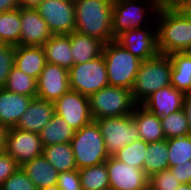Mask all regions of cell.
<instances>
[{
	"label": "cell",
	"mask_w": 191,
	"mask_h": 190,
	"mask_svg": "<svg viewBox=\"0 0 191 190\" xmlns=\"http://www.w3.org/2000/svg\"><path fill=\"white\" fill-rule=\"evenodd\" d=\"M169 169L167 139L147 144L143 170L150 177L153 173Z\"/></svg>",
	"instance_id": "28"
},
{
	"label": "cell",
	"mask_w": 191,
	"mask_h": 190,
	"mask_svg": "<svg viewBox=\"0 0 191 190\" xmlns=\"http://www.w3.org/2000/svg\"><path fill=\"white\" fill-rule=\"evenodd\" d=\"M75 31L107 44L115 40L112 31L113 0H73Z\"/></svg>",
	"instance_id": "2"
},
{
	"label": "cell",
	"mask_w": 191,
	"mask_h": 190,
	"mask_svg": "<svg viewBox=\"0 0 191 190\" xmlns=\"http://www.w3.org/2000/svg\"><path fill=\"white\" fill-rule=\"evenodd\" d=\"M177 2L185 5H191V0H176Z\"/></svg>",
	"instance_id": "47"
},
{
	"label": "cell",
	"mask_w": 191,
	"mask_h": 190,
	"mask_svg": "<svg viewBox=\"0 0 191 190\" xmlns=\"http://www.w3.org/2000/svg\"><path fill=\"white\" fill-rule=\"evenodd\" d=\"M180 184L170 169L153 173L149 177V190H176Z\"/></svg>",
	"instance_id": "35"
},
{
	"label": "cell",
	"mask_w": 191,
	"mask_h": 190,
	"mask_svg": "<svg viewBox=\"0 0 191 190\" xmlns=\"http://www.w3.org/2000/svg\"><path fill=\"white\" fill-rule=\"evenodd\" d=\"M43 0H17L20 8H36Z\"/></svg>",
	"instance_id": "44"
},
{
	"label": "cell",
	"mask_w": 191,
	"mask_h": 190,
	"mask_svg": "<svg viewBox=\"0 0 191 190\" xmlns=\"http://www.w3.org/2000/svg\"><path fill=\"white\" fill-rule=\"evenodd\" d=\"M69 89V70L47 62L37 79V97L54 103Z\"/></svg>",
	"instance_id": "15"
},
{
	"label": "cell",
	"mask_w": 191,
	"mask_h": 190,
	"mask_svg": "<svg viewBox=\"0 0 191 190\" xmlns=\"http://www.w3.org/2000/svg\"><path fill=\"white\" fill-rule=\"evenodd\" d=\"M172 63L171 85L184 94L191 92V51L169 54Z\"/></svg>",
	"instance_id": "25"
},
{
	"label": "cell",
	"mask_w": 191,
	"mask_h": 190,
	"mask_svg": "<svg viewBox=\"0 0 191 190\" xmlns=\"http://www.w3.org/2000/svg\"><path fill=\"white\" fill-rule=\"evenodd\" d=\"M20 166L10 155L5 152L0 153V188L3 183L14 174Z\"/></svg>",
	"instance_id": "39"
},
{
	"label": "cell",
	"mask_w": 191,
	"mask_h": 190,
	"mask_svg": "<svg viewBox=\"0 0 191 190\" xmlns=\"http://www.w3.org/2000/svg\"><path fill=\"white\" fill-rule=\"evenodd\" d=\"M164 2L165 0H113L114 37L131 29L156 26V16Z\"/></svg>",
	"instance_id": "3"
},
{
	"label": "cell",
	"mask_w": 191,
	"mask_h": 190,
	"mask_svg": "<svg viewBox=\"0 0 191 190\" xmlns=\"http://www.w3.org/2000/svg\"><path fill=\"white\" fill-rule=\"evenodd\" d=\"M176 190H191V184H180Z\"/></svg>",
	"instance_id": "45"
},
{
	"label": "cell",
	"mask_w": 191,
	"mask_h": 190,
	"mask_svg": "<svg viewBox=\"0 0 191 190\" xmlns=\"http://www.w3.org/2000/svg\"><path fill=\"white\" fill-rule=\"evenodd\" d=\"M0 190H38L25 171L19 167L2 185Z\"/></svg>",
	"instance_id": "37"
},
{
	"label": "cell",
	"mask_w": 191,
	"mask_h": 190,
	"mask_svg": "<svg viewBox=\"0 0 191 190\" xmlns=\"http://www.w3.org/2000/svg\"><path fill=\"white\" fill-rule=\"evenodd\" d=\"M21 18L20 7L0 13V40L2 44L20 45Z\"/></svg>",
	"instance_id": "29"
},
{
	"label": "cell",
	"mask_w": 191,
	"mask_h": 190,
	"mask_svg": "<svg viewBox=\"0 0 191 190\" xmlns=\"http://www.w3.org/2000/svg\"><path fill=\"white\" fill-rule=\"evenodd\" d=\"M103 56L109 85L131 90L142 61L115 40L104 45Z\"/></svg>",
	"instance_id": "5"
},
{
	"label": "cell",
	"mask_w": 191,
	"mask_h": 190,
	"mask_svg": "<svg viewBox=\"0 0 191 190\" xmlns=\"http://www.w3.org/2000/svg\"><path fill=\"white\" fill-rule=\"evenodd\" d=\"M88 99L93 120L130 115L137 105L131 90L110 85L95 92Z\"/></svg>",
	"instance_id": "7"
},
{
	"label": "cell",
	"mask_w": 191,
	"mask_h": 190,
	"mask_svg": "<svg viewBox=\"0 0 191 190\" xmlns=\"http://www.w3.org/2000/svg\"><path fill=\"white\" fill-rule=\"evenodd\" d=\"M147 144L142 139H138L121 148L114 157L125 164L143 169Z\"/></svg>",
	"instance_id": "34"
},
{
	"label": "cell",
	"mask_w": 191,
	"mask_h": 190,
	"mask_svg": "<svg viewBox=\"0 0 191 190\" xmlns=\"http://www.w3.org/2000/svg\"><path fill=\"white\" fill-rule=\"evenodd\" d=\"M19 8L17 0H0V13L9 12Z\"/></svg>",
	"instance_id": "42"
},
{
	"label": "cell",
	"mask_w": 191,
	"mask_h": 190,
	"mask_svg": "<svg viewBox=\"0 0 191 190\" xmlns=\"http://www.w3.org/2000/svg\"><path fill=\"white\" fill-rule=\"evenodd\" d=\"M55 113L62 117L75 131L93 121L89 99L69 89L54 102Z\"/></svg>",
	"instance_id": "12"
},
{
	"label": "cell",
	"mask_w": 191,
	"mask_h": 190,
	"mask_svg": "<svg viewBox=\"0 0 191 190\" xmlns=\"http://www.w3.org/2000/svg\"><path fill=\"white\" fill-rule=\"evenodd\" d=\"M9 129L8 126L0 124V153L5 151Z\"/></svg>",
	"instance_id": "43"
},
{
	"label": "cell",
	"mask_w": 191,
	"mask_h": 190,
	"mask_svg": "<svg viewBox=\"0 0 191 190\" xmlns=\"http://www.w3.org/2000/svg\"><path fill=\"white\" fill-rule=\"evenodd\" d=\"M43 148L39 133L12 127L8 132L4 152L21 167L33 158L42 156Z\"/></svg>",
	"instance_id": "13"
},
{
	"label": "cell",
	"mask_w": 191,
	"mask_h": 190,
	"mask_svg": "<svg viewBox=\"0 0 191 190\" xmlns=\"http://www.w3.org/2000/svg\"><path fill=\"white\" fill-rule=\"evenodd\" d=\"M183 109H184L186 116H187L190 135H191V92L186 93L184 95Z\"/></svg>",
	"instance_id": "41"
},
{
	"label": "cell",
	"mask_w": 191,
	"mask_h": 190,
	"mask_svg": "<svg viewBox=\"0 0 191 190\" xmlns=\"http://www.w3.org/2000/svg\"><path fill=\"white\" fill-rule=\"evenodd\" d=\"M55 114L53 102L34 97L15 128L39 133Z\"/></svg>",
	"instance_id": "18"
},
{
	"label": "cell",
	"mask_w": 191,
	"mask_h": 190,
	"mask_svg": "<svg viewBox=\"0 0 191 190\" xmlns=\"http://www.w3.org/2000/svg\"><path fill=\"white\" fill-rule=\"evenodd\" d=\"M4 89L24 96L37 97V80L13 67Z\"/></svg>",
	"instance_id": "31"
},
{
	"label": "cell",
	"mask_w": 191,
	"mask_h": 190,
	"mask_svg": "<svg viewBox=\"0 0 191 190\" xmlns=\"http://www.w3.org/2000/svg\"><path fill=\"white\" fill-rule=\"evenodd\" d=\"M155 21L159 53L191 51V5L165 0Z\"/></svg>",
	"instance_id": "1"
},
{
	"label": "cell",
	"mask_w": 191,
	"mask_h": 190,
	"mask_svg": "<svg viewBox=\"0 0 191 190\" xmlns=\"http://www.w3.org/2000/svg\"><path fill=\"white\" fill-rule=\"evenodd\" d=\"M140 139L147 143L160 141L165 138L160 117L149 112L142 105H136L133 113Z\"/></svg>",
	"instance_id": "22"
},
{
	"label": "cell",
	"mask_w": 191,
	"mask_h": 190,
	"mask_svg": "<svg viewBox=\"0 0 191 190\" xmlns=\"http://www.w3.org/2000/svg\"><path fill=\"white\" fill-rule=\"evenodd\" d=\"M169 167L191 160V135L167 139Z\"/></svg>",
	"instance_id": "33"
},
{
	"label": "cell",
	"mask_w": 191,
	"mask_h": 190,
	"mask_svg": "<svg viewBox=\"0 0 191 190\" xmlns=\"http://www.w3.org/2000/svg\"><path fill=\"white\" fill-rule=\"evenodd\" d=\"M70 143L77 169L103 164L109 158L102 134L94 120L75 131Z\"/></svg>",
	"instance_id": "6"
},
{
	"label": "cell",
	"mask_w": 191,
	"mask_h": 190,
	"mask_svg": "<svg viewBox=\"0 0 191 190\" xmlns=\"http://www.w3.org/2000/svg\"><path fill=\"white\" fill-rule=\"evenodd\" d=\"M57 187L60 190H82L79 169L59 173Z\"/></svg>",
	"instance_id": "38"
},
{
	"label": "cell",
	"mask_w": 191,
	"mask_h": 190,
	"mask_svg": "<svg viewBox=\"0 0 191 190\" xmlns=\"http://www.w3.org/2000/svg\"><path fill=\"white\" fill-rule=\"evenodd\" d=\"M41 190H60L57 185L48 186L47 188Z\"/></svg>",
	"instance_id": "46"
},
{
	"label": "cell",
	"mask_w": 191,
	"mask_h": 190,
	"mask_svg": "<svg viewBox=\"0 0 191 190\" xmlns=\"http://www.w3.org/2000/svg\"><path fill=\"white\" fill-rule=\"evenodd\" d=\"M75 130L59 115H53L49 123L39 132L43 147L57 143H70Z\"/></svg>",
	"instance_id": "26"
},
{
	"label": "cell",
	"mask_w": 191,
	"mask_h": 190,
	"mask_svg": "<svg viewBox=\"0 0 191 190\" xmlns=\"http://www.w3.org/2000/svg\"><path fill=\"white\" fill-rule=\"evenodd\" d=\"M184 95L169 85L155 91L141 105L158 117L168 116L183 108Z\"/></svg>",
	"instance_id": "17"
},
{
	"label": "cell",
	"mask_w": 191,
	"mask_h": 190,
	"mask_svg": "<svg viewBox=\"0 0 191 190\" xmlns=\"http://www.w3.org/2000/svg\"><path fill=\"white\" fill-rule=\"evenodd\" d=\"M82 190H109L106 163L79 169Z\"/></svg>",
	"instance_id": "30"
},
{
	"label": "cell",
	"mask_w": 191,
	"mask_h": 190,
	"mask_svg": "<svg viewBox=\"0 0 191 190\" xmlns=\"http://www.w3.org/2000/svg\"><path fill=\"white\" fill-rule=\"evenodd\" d=\"M102 134L107 154L114 156L121 148L140 139L132 114L127 116L102 117L94 120Z\"/></svg>",
	"instance_id": "8"
},
{
	"label": "cell",
	"mask_w": 191,
	"mask_h": 190,
	"mask_svg": "<svg viewBox=\"0 0 191 190\" xmlns=\"http://www.w3.org/2000/svg\"><path fill=\"white\" fill-rule=\"evenodd\" d=\"M109 190H149V176L143 169L133 167L110 156L106 161Z\"/></svg>",
	"instance_id": "11"
},
{
	"label": "cell",
	"mask_w": 191,
	"mask_h": 190,
	"mask_svg": "<svg viewBox=\"0 0 191 190\" xmlns=\"http://www.w3.org/2000/svg\"><path fill=\"white\" fill-rule=\"evenodd\" d=\"M32 99L33 97L24 96L1 88L0 124L9 128L15 127Z\"/></svg>",
	"instance_id": "19"
},
{
	"label": "cell",
	"mask_w": 191,
	"mask_h": 190,
	"mask_svg": "<svg viewBox=\"0 0 191 190\" xmlns=\"http://www.w3.org/2000/svg\"><path fill=\"white\" fill-rule=\"evenodd\" d=\"M42 48L48 63L56 64L67 70L74 65L68 34L52 35Z\"/></svg>",
	"instance_id": "23"
},
{
	"label": "cell",
	"mask_w": 191,
	"mask_h": 190,
	"mask_svg": "<svg viewBox=\"0 0 191 190\" xmlns=\"http://www.w3.org/2000/svg\"><path fill=\"white\" fill-rule=\"evenodd\" d=\"M161 124L166 139L190 135L189 125L184 109L161 116Z\"/></svg>",
	"instance_id": "32"
},
{
	"label": "cell",
	"mask_w": 191,
	"mask_h": 190,
	"mask_svg": "<svg viewBox=\"0 0 191 190\" xmlns=\"http://www.w3.org/2000/svg\"><path fill=\"white\" fill-rule=\"evenodd\" d=\"M109 85L104 56L96 57L89 62L75 64L69 69V87L84 96Z\"/></svg>",
	"instance_id": "9"
},
{
	"label": "cell",
	"mask_w": 191,
	"mask_h": 190,
	"mask_svg": "<svg viewBox=\"0 0 191 190\" xmlns=\"http://www.w3.org/2000/svg\"><path fill=\"white\" fill-rule=\"evenodd\" d=\"M42 155L59 173L77 169L71 143L45 146Z\"/></svg>",
	"instance_id": "27"
},
{
	"label": "cell",
	"mask_w": 191,
	"mask_h": 190,
	"mask_svg": "<svg viewBox=\"0 0 191 190\" xmlns=\"http://www.w3.org/2000/svg\"><path fill=\"white\" fill-rule=\"evenodd\" d=\"M169 169L181 184H191V160L169 167Z\"/></svg>",
	"instance_id": "40"
},
{
	"label": "cell",
	"mask_w": 191,
	"mask_h": 190,
	"mask_svg": "<svg viewBox=\"0 0 191 190\" xmlns=\"http://www.w3.org/2000/svg\"><path fill=\"white\" fill-rule=\"evenodd\" d=\"M46 63L42 46H15L14 66L28 76L37 80Z\"/></svg>",
	"instance_id": "20"
},
{
	"label": "cell",
	"mask_w": 191,
	"mask_h": 190,
	"mask_svg": "<svg viewBox=\"0 0 191 190\" xmlns=\"http://www.w3.org/2000/svg\"><path fill=\"white\" fill-rule=\"evenodd\" d=\"M21 168L38 190L57 185L59 172L43 155L26 162Z\"/></svg>",
	"instance_id": "24"
},
{
	"label": "cell",
	"mask_w": 191,
	"mask_h": 190,
	"mask_svg": "<svg viewBox=\"0 0 191 190\" xmlns=\"http://www.w3.org/2000/svg\"><path fill=\"white\" fill-rule=\"evenodd\" d=\"M115 41L141 61L159 54L156 26L125 31L119 34Z\"/></svg>",
	"instance_id": "14"
},
{
	"label": "cell",
	"mask_w": 191,
	"mask_h": 190,
	"mask_svg": "<svg viewBox=\"0 0 191 190\" xmlns=\"http://www.w3.org/2000/svg\"><path fill=\"white\" fill-rule=\"evenodd\" d=\"M15 46L8 44L0 45V89L4 88L9 73L14 67Z\"/></svg>",
	"instance_id": "36"
},
{
	"label": "cell",
	"mask_w": 191,
	"mask_h": 190,
	"mask_svg": "<svg viewBox=\"0 0 191 190\" xmlns=\"http://www.w3.org/2000/svg\"><path fill=\"white\" fill-rule=\"evenodd\" d=\"M20 45L43 46L53 35L35 8H20Z\"/></svg>",
	"instance_id": "16"
},
{
	"label": "cell",
	"mask_w": 191,
	"mask_h": 190,
	"mask_svg": "<svg viewBox=\"0 0 191 190\" xmlns=\"http://www.w3.org/2000/svg\"><path fill=\"white\" fill-rule=\"evenodd\" d=\"M171 72L169 55L159 53L142 61L131 88L135 103L141 105L155 91L171 85Z\"/></svg>",
	"instance_id": "4"
},
{
	"label": "cell",
	"mask_w": 191,
	"mask_h": 190,
	"mask_svg": "<svg viewBox=\"0 0 191 190\" xmlns=\"http://www.w3.org/2000/svg\"><path fill=\"white\" fill-rule=\"evenodd\" d=\"M35 9L53 35L71 34L75 31L73 0H43Z\"/></svg>",
	"instance_id": "10"
},
{
	"label": "cell",
	"mask_w": 191,
	"mask_h": 190,
	"mask_svg": "<svg viewBox=\"0 0 191 190\" xmlns=\"http://www.w3.org/2000/svg\"><path fill=\"white\" fill-rule=\"evenodd\" d=\"M71 43V56L74 65L89 62L90 60L103 55L105 43L98 38L86 36L77 31L68 34Z\"/></svg>",
	"instance_id": "21"
}]
</instances>
